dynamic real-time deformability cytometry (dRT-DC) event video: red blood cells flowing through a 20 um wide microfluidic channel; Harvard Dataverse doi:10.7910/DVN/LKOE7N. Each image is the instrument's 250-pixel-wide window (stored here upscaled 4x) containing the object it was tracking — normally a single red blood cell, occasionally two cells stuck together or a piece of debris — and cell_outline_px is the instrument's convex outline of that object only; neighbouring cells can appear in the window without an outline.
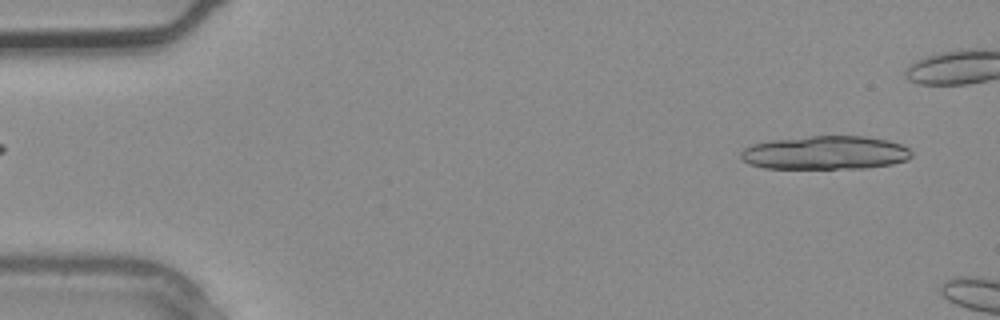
{"species": "common noctule bat (a hibernating species)", "species_latin": "Nyctalus noctula", "temperature_condition": "warm", "stored_images_in_passage": 2, "camera_frame_rate_fps": 3000, "um_per_image_px": 0.085, "animal": {"sex": "male", "body_mass_g": 20.4}, "frame": {"image": 1, "passage_image": 2, "time_ms": 0.333, "image_size_px": [1000, 320], "cell_outline_px": [[912, 156], [908, 160], [892, 164], [864, 168], [764, 168], [748, 164], [740, 160], [740, 152], [744, 148], [752, 144], [772, 140], [808, 136], [864, 136], [888, 140], [900, 144], [908, 148], [912, 152]], "centroid_in_image_um": [70.13, 12.98], "position_along_channel_um": 14.9, "area_um2": 33.58}}